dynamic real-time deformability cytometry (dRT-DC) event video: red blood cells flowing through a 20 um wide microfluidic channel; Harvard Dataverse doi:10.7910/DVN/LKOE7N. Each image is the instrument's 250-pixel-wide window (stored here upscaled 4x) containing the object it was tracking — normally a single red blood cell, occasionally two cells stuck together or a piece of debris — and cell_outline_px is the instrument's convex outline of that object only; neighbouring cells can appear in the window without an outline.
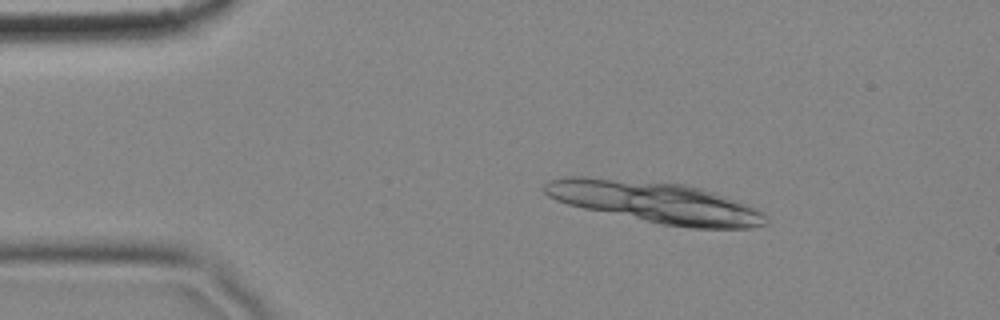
{"species": "common noctule bat (a hibernating species)", "species_latin": "Nyctalus noctula", "temperature_condition": "cold", "stored_images_in_passage": 5, "camera_frame_rate_fps": 3000, "um_per_image_px": 0.085, "animal": {"sex": "female", "body_mass_g": 18.4}, "frame": {"image": 1, "passage_image": 3, "time_ms": 0.667, "image_size_px": [1000, 320], "cell_outline_px": [[768, 220], [764, 224], [752, 228], [692, 228], [660, 224], [584, 208], [568, 204], [556, 200], [548, 196], [544, 192], [544, 184], [548, 180], [564, 176], [584, 176], [684, 184], [700, 188], [712, 192], [756, 208]], "centroid_in_image_um": [55.65, 17.19], "position_along_channel_um": 29.4, "area_um2": 52.66}}